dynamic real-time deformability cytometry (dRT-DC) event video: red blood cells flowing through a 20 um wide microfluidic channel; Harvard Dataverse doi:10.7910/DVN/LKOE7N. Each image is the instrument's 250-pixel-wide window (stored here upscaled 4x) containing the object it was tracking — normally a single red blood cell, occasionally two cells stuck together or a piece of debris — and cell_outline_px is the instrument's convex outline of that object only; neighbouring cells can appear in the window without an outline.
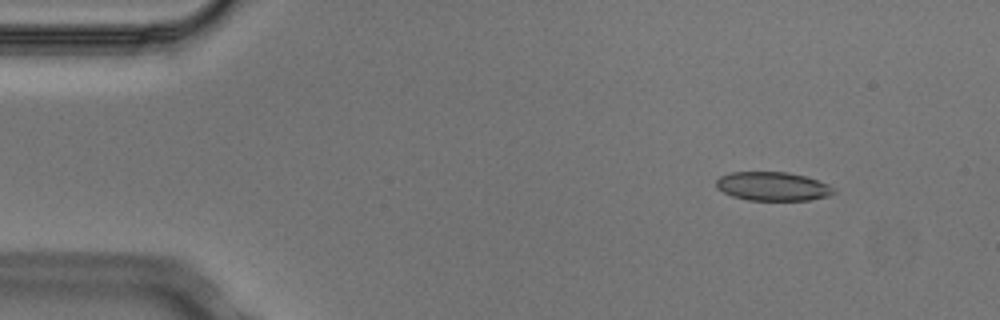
{"species": "Egyptian fruit bat (a non-hibernating species)", "species_latin": "Rousettus aegyptiacus", "temperature_condition": "cold", "stored_images_in_passage": 4, "camera_frame_rate_fps": 3000, "um_per_image_px": 0.085, "animal": {"sex": "male"}, "frame": {"image": 1, "passage_image": 1, "time_ms": 0.0, "image_size_px": [1000, 320], "cell_outline_px": [[836, 192], [828, 196], [808, 200], [748, 200], [732, 196], [716, 188], [716, 180], [720, 176], [732, 172], [788, 172], [804, 176], [828, 184], [836, 188]], "centroid_in_image_um": [65.68, 15.84], "position_along_channel_um": 19.3, "area_um2": 19.71}}
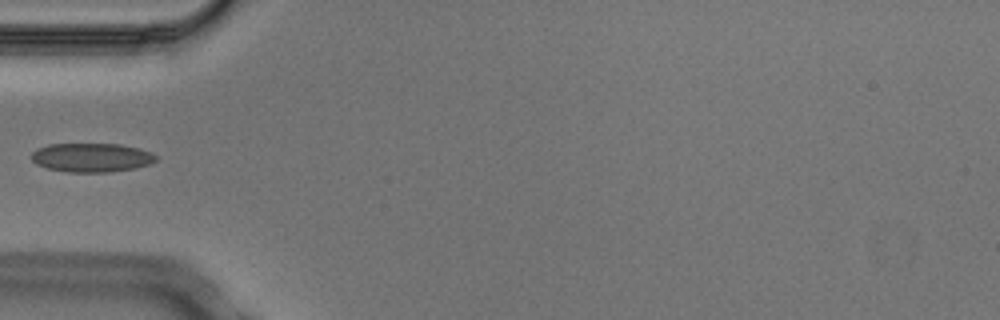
{"frame": {"image": 2, "passage_image": 4, "time_ms": 1.0, "image_size_px": [1000, 320], "cell_outline_px": [[156, 160], [148, 164], [136, 168], [108, 172], [68, 172], [48, 168], [36, 164], [32, 160], [32, 152], [36, 148], [48, 144], [120, 144], [140, 148], [152, 152], [156, 156]], "centroid_in_image_um": [7.78, 13.38], "position_along_channel_um": 77.2, "area_um2": 21.04}}